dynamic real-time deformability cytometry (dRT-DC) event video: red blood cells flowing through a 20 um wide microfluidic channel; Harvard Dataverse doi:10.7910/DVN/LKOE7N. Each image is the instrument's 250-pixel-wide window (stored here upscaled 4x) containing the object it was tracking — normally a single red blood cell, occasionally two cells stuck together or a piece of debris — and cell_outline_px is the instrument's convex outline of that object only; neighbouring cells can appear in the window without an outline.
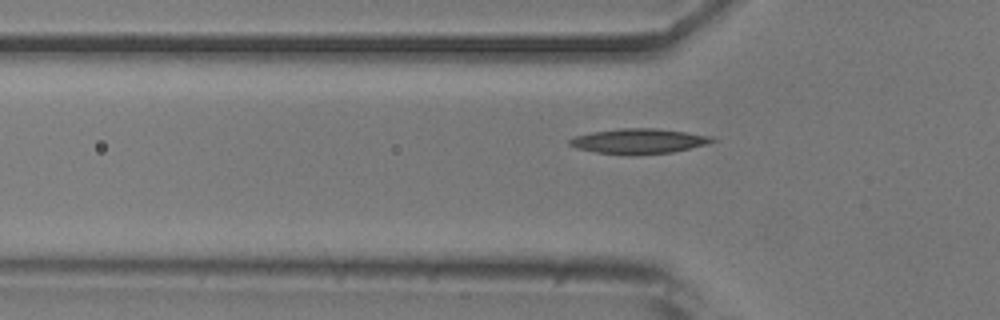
{"species": "common noctule bat (a hibernating species)", "species_latin": "Nyctalus noctula", "temperature_condition": "room temperature", "stored_images_in_passage": 34, "camera_frame_rate_fps": 3000, "um_per_image_px": 0.085, "animal": {"sex": "male", "body_mass_g": 20.5, "forearm_length_mm": 52.5}, "frame": {"image": 1, "passage_image": 6, "time_ms": 1.667, "image_size_px": [1000, 320], "cell_outline_px": [[716, 140], [704, 144], [672, 152], [596, 152], [576, 148], [568, 144], [568, 140], [576, 136], [592, 132], [620, 128], [656, 128], [712, 136]], "centroid_in_image_um": [54.26, 11.95], "position_along_channel_um": 71.5, "area_um2": 19.65}}
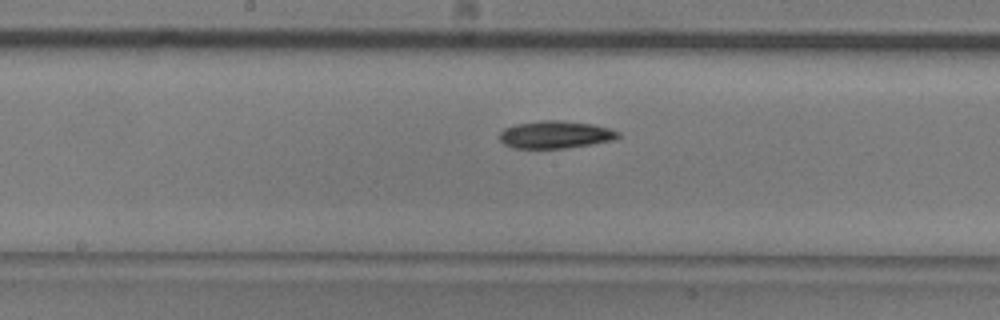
{"frame": {"image": 2, "passage_image": 16, "time_ms": 5.0, "image_size_px": [1000, 320], "cell_outline_px": [[620, 136], [616, 140], [592, 144], [564, 148], [516, 148], [504, 144], [500, 140], [500, 132], [504, 128], [516, 124], [544, 120], [556, 120], [592, 124], [608, 128], [620, 132]], "centroid_in_image_um": [47.23, 11.44], "position_along_channel_um": 201.0, "area_um2": 18.9}}
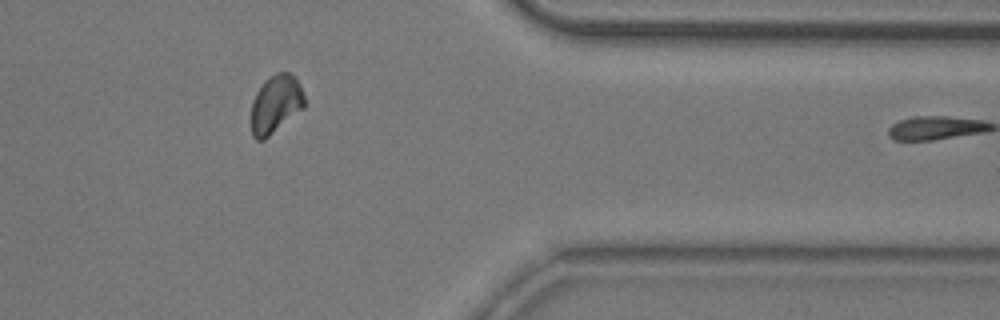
{"frame": {"image": 3, "passage_image": 32, "time_ms": 10.333, "image_size_px": [1000, 320], "cell_outline_px": [[304, 108], [264, 140], [256, 140], [252, 136], [252, 100], [256, 92], [264, 80], [276, 72], [288, 72], [296, 76], [300, 84], [304, 96]], "centroid_in_image_um": [23.44, 8.83], "position_along_channel_um": 388.0, "area_um2": 18.15}}